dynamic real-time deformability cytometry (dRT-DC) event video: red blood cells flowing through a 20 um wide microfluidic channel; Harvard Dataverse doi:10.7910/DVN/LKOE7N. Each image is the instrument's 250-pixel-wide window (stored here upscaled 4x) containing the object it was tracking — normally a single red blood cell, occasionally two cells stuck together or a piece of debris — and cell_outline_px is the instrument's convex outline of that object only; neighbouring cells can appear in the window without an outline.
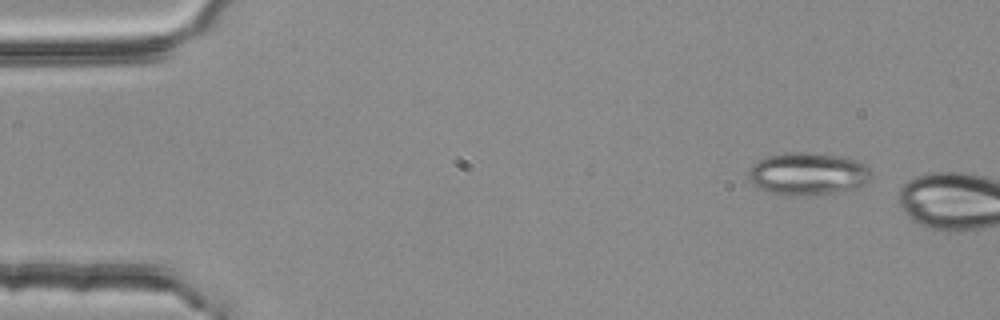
{"species": "common noctule bat (a hibernating species)", "species_latin": "Nyctalus noctula", "temperature_condition": "room temperature", "stored_images_in_passage": 2, "camera_frame_rate_fps": 3000, "um_per_image_px": 0.085, "animal": {"sex": "female", "body_mass_g": 25.1}, "frame": {"image": 1, "passage_image": 1, "time_ms": 0.0, "image_size_px": [1000, 320], "cell_outline_px": [[872, 176], [868, 180], [860, 184], [848, 188], [832, 192], [792, 196], [784, 196], [760, 188], [752, 184], [748, 176], [748, 168], [756, 160], [768, 156], [784, 152], [808, 152], [840, 156], [856, 160], [864, 164], [872, 172]], "centroid_in_image_um": [68.58, 14.74], "position_along_channel_um": 16.4, "area_um2": 30.11}}